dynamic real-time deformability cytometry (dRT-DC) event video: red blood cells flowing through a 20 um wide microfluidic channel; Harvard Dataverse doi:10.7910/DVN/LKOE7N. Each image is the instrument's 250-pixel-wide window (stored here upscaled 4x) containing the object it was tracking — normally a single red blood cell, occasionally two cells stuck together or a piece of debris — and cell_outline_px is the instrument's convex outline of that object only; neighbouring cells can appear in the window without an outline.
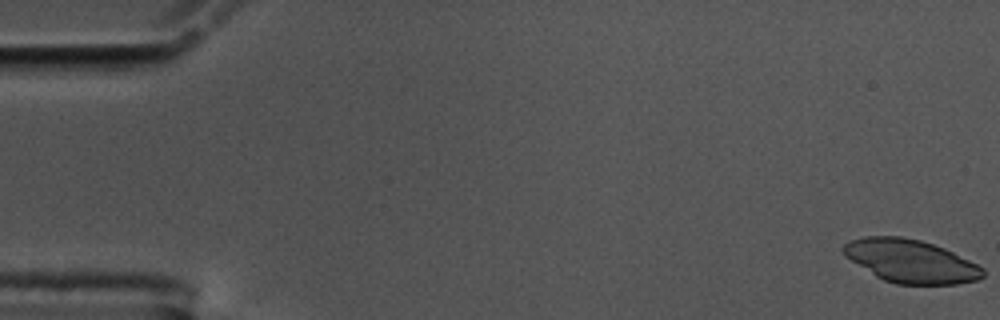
{"species": "common noctule bat (a hibernating species)", "species_latin": "Nyctalus noctula", "temperature_condition": "cold", "stored_images_in_passage": 56, "camera_frame_rate_fps": 3000, "um_per_image_px": 0.085, "animal": {"sex": "male", "body_mass_g": 17.5, "forearm_length_mm": 52.3}, "frame": {"image": 1, "passage_image": 1, "time_ms": 0.0, "image_size_px": [1000, 320], "cell_outline_px": [[984, 276], [976, 280], [956, 284], [896, 284], [884, 280], [876, 276], [844, 256], [840, 248], [848, 240], [864, 236], [900, 236], [920, 240], [944, 248], [984, 268]], "centroid_in_image_um": [77.36, 22.19], "position_along_channel_um": 7.6, "area_um2": 34.97}}